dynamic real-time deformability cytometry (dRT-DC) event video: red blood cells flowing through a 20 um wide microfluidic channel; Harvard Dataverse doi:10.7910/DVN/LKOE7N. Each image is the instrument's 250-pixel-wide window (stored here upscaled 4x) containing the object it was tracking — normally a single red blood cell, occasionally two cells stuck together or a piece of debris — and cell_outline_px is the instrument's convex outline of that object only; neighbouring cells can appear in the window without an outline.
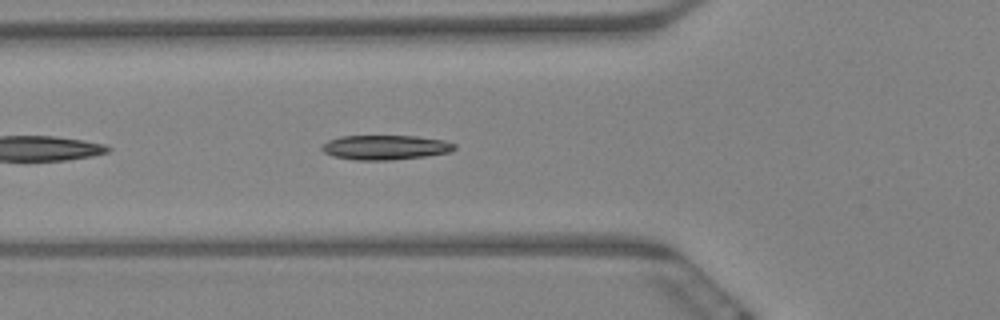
{"species": "Egyptian fruit bat (a non-hibernating species)", "species_latin": "Rousettus aegyptiacus", "temperature_condition": "warm", "stored_images_in_passage": 10, "camera_frame_rate_fps": 3000, "um_per_image_px": 0.085, "animal": {"sex": "female"}, "frame": {"image": 1, "passage_image": 6, "time_ms": 1.667, "image_size_px": [1000, 320], "cell_outline_px": [[456, 148], [448, 152], [424, 156], [392, 160], [356, 160], [332, 156], [324, 152], [320, 148], [328, 140], [340, 136], [416, 136], [444, 140], [456, 144]], "centroid_in_image_um": [32.73, 12.52], "position_along_channel_um": 93.1, "area_um2": 18.96}}